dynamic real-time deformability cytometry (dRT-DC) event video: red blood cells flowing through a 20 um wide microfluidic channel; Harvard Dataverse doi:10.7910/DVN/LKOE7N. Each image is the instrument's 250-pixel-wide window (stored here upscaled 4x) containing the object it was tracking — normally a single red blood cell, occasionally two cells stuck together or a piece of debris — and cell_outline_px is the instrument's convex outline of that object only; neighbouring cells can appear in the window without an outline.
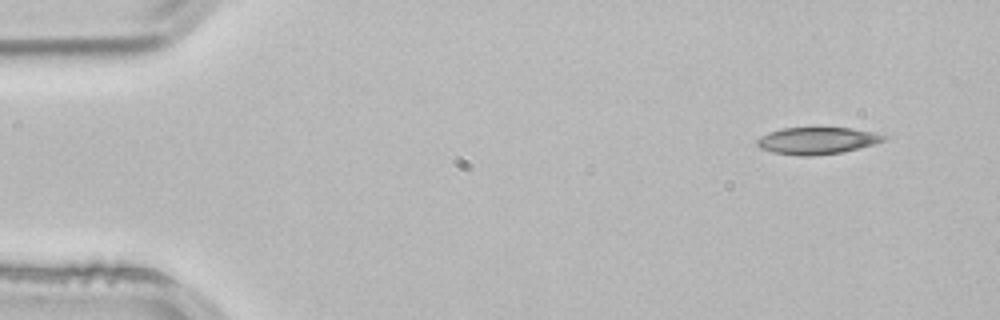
{"species": "common noctule bat (a hibernating species)", "species_latin": "Nyctalus noctula", "temperature_condition": "room temperature", "stored_images_in_passage": 3, "camera_frame_rate_fps": 3000, "um_per_image_px": 0.085, "animal": {"sex": "male", "body_mass_g": 21.5, "forearm_length_mm": 52.0}, "frame": {"image": 1, "passage_image": 1, "time_ms": 0.0, "image_size_px": [1000, 320], "cell_outline_px": [[888, 136], [884, 140], [876, 144], [860, 148], [840, 152], [812, 156], [800, 156], [772, 152], [760, 148], [756, 144], [756, 140], [760, 136], [768, 132], [784, 128], [852, 128], [876, 132]], "centroid_in_image_um": [69.46, 11.95], "position_along_channel_um": 15.5, "area_um2": 20.0}}
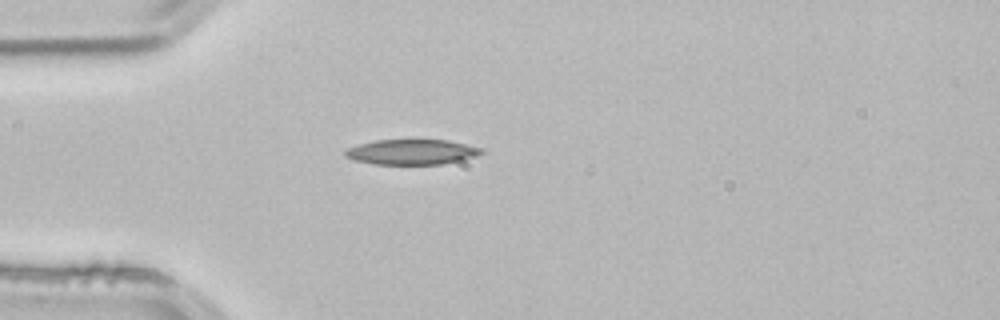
{"frame": {"image": 2, "passage_image": 3, "time_ms": 0.667, "image_size_px": [1000, 320], "cell_outline_px": [[484, 152], [476, 156], [460, 160], [440, 164], [372, 164], [356, 160], [344, 156], [344, 152], [348, 148], [360, 144], [376, 140], [448, 140], [484, 148]], "centroid_in_image_um": [35.02, 12.91], "position_along_channel_um": 50.0, "area_um2": 19.88}}